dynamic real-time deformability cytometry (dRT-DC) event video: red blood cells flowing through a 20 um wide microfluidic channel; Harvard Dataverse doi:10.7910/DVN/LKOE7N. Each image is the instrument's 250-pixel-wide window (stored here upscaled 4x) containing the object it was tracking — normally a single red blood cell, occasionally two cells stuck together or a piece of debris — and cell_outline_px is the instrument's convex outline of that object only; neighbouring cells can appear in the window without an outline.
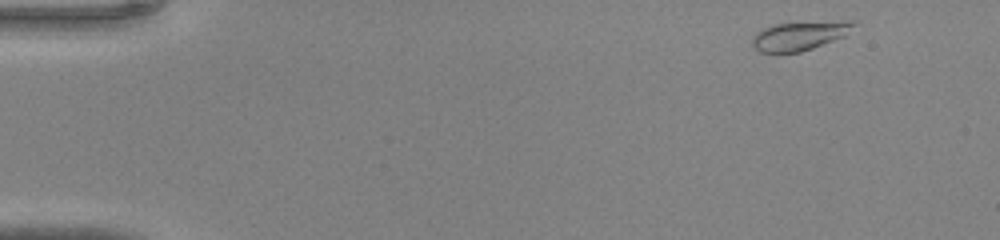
{"species": "common noctule bat (a hibernating species)", "species_latin": "Nyctalus noctula", "temperature_condition": "warm", "stored_images_in_passage": 42, "camera_frame_rate_fps": 3000, "um_per_image_px": 0.085, "animal": {"sex": "male", "body_mass_g": 20.0, "forearm_length_mm": 53.3}, "frame": {"image": 1, "passage_image": 1, "time_ms": 0.0, "image_size_px": [1000, 240], "cell_outline_px": [[856, 24], [844, 36], [812, 48], [800, 52], [760, 52], [752, 44], [752, 36], [756, 32], [772, 24], [848, 20], [856, 20]], "centroid_in_image_um": [67.96, 3.02], "position_along_channel_um": 17.0, "area_um2": 16.99}}
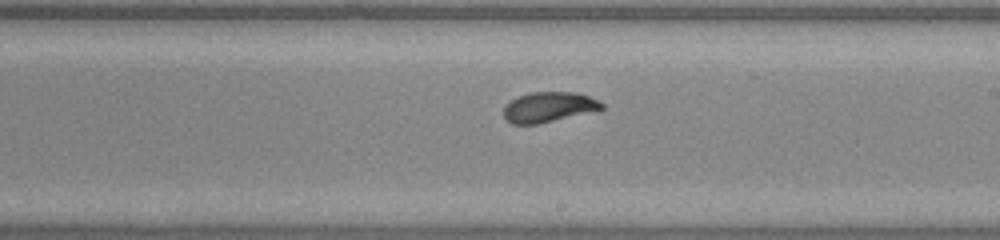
{"frame": {"image": 2, "passage_image": 24, "time_ms": 7.667, "image_size_px": [1000, 240], "cell_outline_px": [[604, 108], [536, 124], [512, 124], [504, 116], [504, 108], [512, 100], [520, 96], [532, 92], [572, 92], [588, 96], [604, 104]], "centroid_in_image_um": [46.62, 9.09], "position_along_channel_um": 242.4, "area_um2": 16.59}}
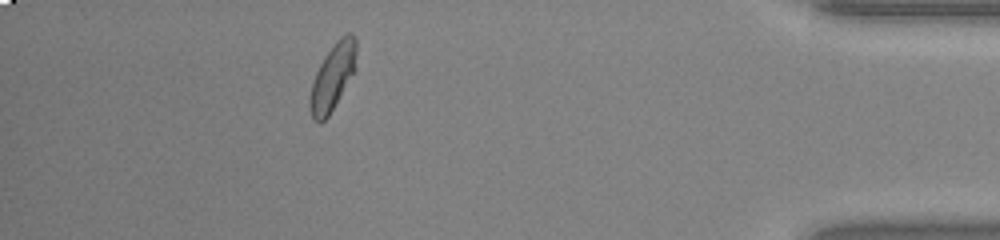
{"frame": {"image": 3, "passage_image": 38, "time_ms": 12.333, "image_size_px": [1000, 240], "cell_outline_px": [[356, 68], [328, 116], [320, 124], [312, 120], [308, 104], [308, 100], [312, 84], [316, 72], [324, 56], [336, 40], [340, 36], [348, 32], [352, 32], [356, 40]], "centroid_in_image_um": [28.26, 6.53], "position_along_channel_um": 406.9, "area_um2": 18.03}}